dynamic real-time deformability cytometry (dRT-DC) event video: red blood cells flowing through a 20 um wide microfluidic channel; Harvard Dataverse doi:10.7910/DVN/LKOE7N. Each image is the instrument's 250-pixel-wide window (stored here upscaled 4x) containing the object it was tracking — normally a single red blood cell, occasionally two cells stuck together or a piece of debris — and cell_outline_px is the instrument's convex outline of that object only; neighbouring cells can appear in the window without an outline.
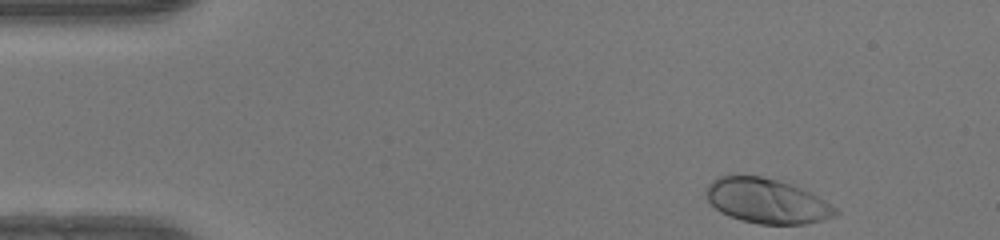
{"species": "human", "species_latin": "Homo sapiens", "temperature_condition": "warm", "stored_images_in_passage": 45, "camera_frame_rate_fps": 3000, "um_per_image_px": 0.085, "donor": {"sex": "female"}, "frame": {"image": 1, "passage_image": 1, "time_ms": 0.0, "image_size_px": [1000, 240], "cell_outline_px": [[840, 212], [836, 216], [804, 224], [760, 224], [740, 220], [728, 216], [720, 212], [708, 200], [708, 184], [712, 180], [720, 176], [760, 176], [776, 180], [800, 188], [824, 200], [836, 208]], "centroid_in_image_um": [65.18, 17.1], "position_along_channel_um": 19.8, "area_um2": 33.18}}
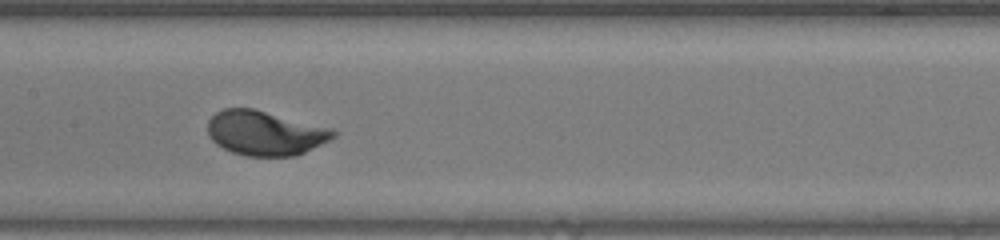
{"frame": {"image": 2, "passage_image": 20, "time_ms": 6.333, "image_size_px": [1000, 240], "cell_outline_px": [[336, 136], [296, 156], [244, 156], [232, 152], [216, 144], [208, 136], [208, 120], [216, 112], [224, 108], [252, 108], [332, 128], [336, 132]], "centroid_in_image_um": [22.5, 11.31], "position_along_channel_um": 184.9, "area_um2": 32.48}}
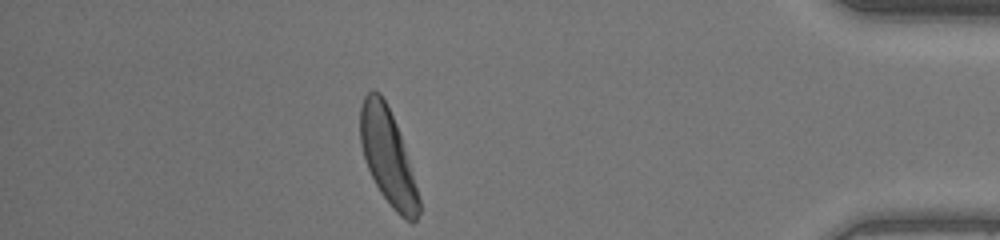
{"frame": {"image": 3, "passage_image": 39, "time_ms": 12.667, "image_size_px": [1000, 240], "cell_outline_px": [[420, 212], [416, 220], [412, 224], [400, 216], [392, 208], [380, 192], [368, 168], [360, 144], [360, 108], [364, 96], [372, 88], [380, 92], [396, 124], [400, 136], [420, 200]], "centroid_in_image_um": [32.94, 13.33], "position_along_channel_um": 402.3, "area_um2": 31.96}, "authors_computed_cell_mechanics": {"area_um2": 32.2524, "velocity_mm_per_s": 4.1506, "shape_relaxation_time_tau1_ms": 1.5773, "shape_relaxation_time_tau2_ms": null, "deformation_change_tau1": 0.1462, "deformation_change_tau2": null}}